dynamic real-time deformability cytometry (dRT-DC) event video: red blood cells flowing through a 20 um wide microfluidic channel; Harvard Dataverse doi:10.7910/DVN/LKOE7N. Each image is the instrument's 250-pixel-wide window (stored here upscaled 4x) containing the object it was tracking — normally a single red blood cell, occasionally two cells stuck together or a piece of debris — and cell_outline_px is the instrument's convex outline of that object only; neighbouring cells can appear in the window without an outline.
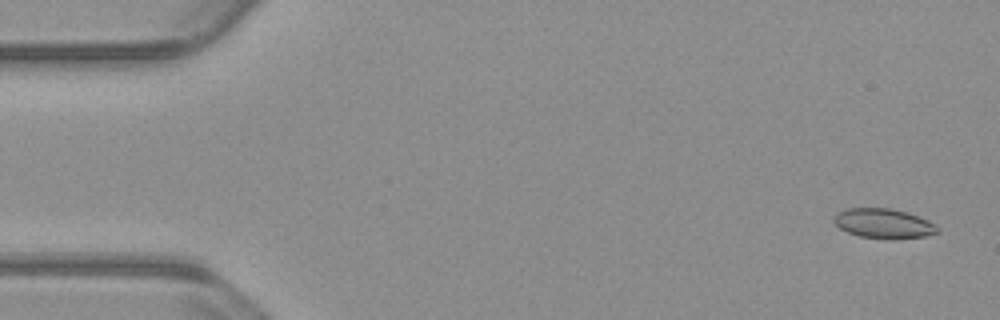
{"species": "common noctule bat (a hibernating species)", "species_latin": "Nyctalus noctula", "temperature_condition": "warm", "stored_images_in_passage": 55, "camera_frame_rate_fps": 3000, "um_per_image_px": 0.085, "animal": {"sex": "male", "body_mass_g": 23.1, "forearm_length_mm": 52.7}, "frame": {"image": 1, "passage_image": 3, "time_ms": 0.667, "image_size_px": [1000, 320], "cell_outline_px": [[940, 232], [928, 236], [892, 240], [860, 236], [848, 232], [840, 228], [832, 220], [840, 212], [848, 208], [888, 208], [908, 212], [928, 220], [936, 224], [940, 228]], "centroid_in_image_um": [75.19, 19.01], "position_along_channel_um": 9.8, "area_um2": 18.09}}
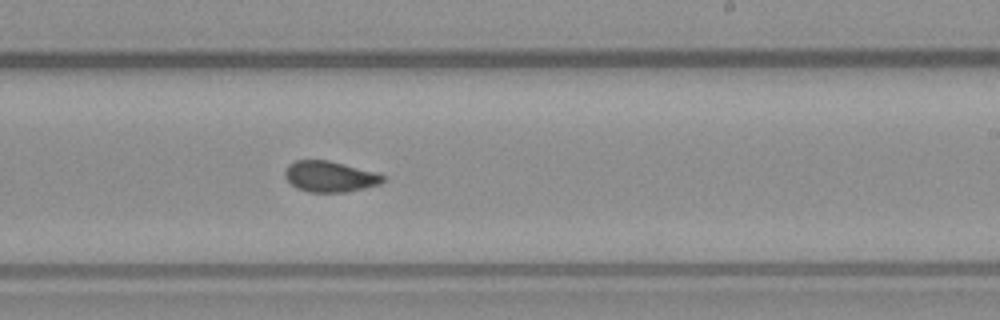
{"frame": {"image": 2, "passage_image": 33, "time_ms": 10.667, "image_size_px": [1000, 320], "cell_outline_px": [[384, 180], [380, 184], [364, 188], [344, 192], [308, 192], [296, 188], [284, 176], [284, 172], [288, 164], [296, 160], [328, 160], [376, 172], [384, 176]], "centroid_in_image_um": [28.01, 15.0], "position_along_channel_um": 261.0, "area_um2": 17.57}}
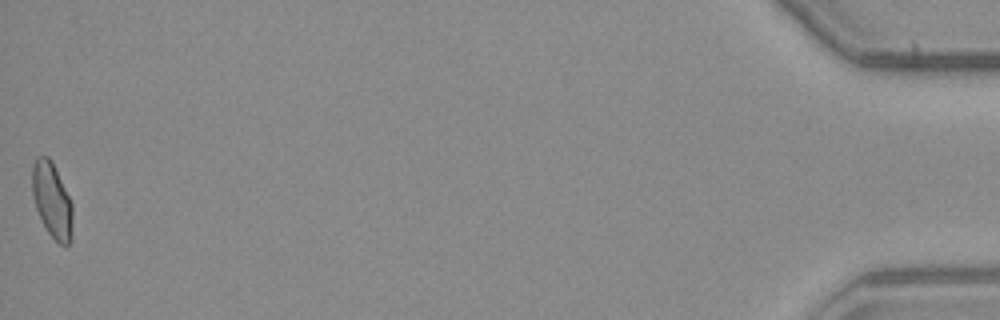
{"frame": {"image": 3, "passage_image": 55, "time_ms": 18.0, "image_size_px": [1000, 320], "cell_outline_px": [[72, 240], [64, 248], [48, 232], [36, 208], [32, 196], [32, 164], [36, 156], [48, 156], [52, 160], [72, 204]], "centroid_in_image_um": [4.42, 17.01], "position_along_channel_um": 430.8, "area_um2": 17.74}, "authors_computed_cell_mechanics": {"area_um2": 17.918, "velocity_mm_per_s": 3.8035, "shape_relaxation_time_tau1_ms": null, "shape_relaxation_time_tau2_ms": 1.3356, "deformation_change_tau1": null, "deformation_change_tau2": 0.0601}}